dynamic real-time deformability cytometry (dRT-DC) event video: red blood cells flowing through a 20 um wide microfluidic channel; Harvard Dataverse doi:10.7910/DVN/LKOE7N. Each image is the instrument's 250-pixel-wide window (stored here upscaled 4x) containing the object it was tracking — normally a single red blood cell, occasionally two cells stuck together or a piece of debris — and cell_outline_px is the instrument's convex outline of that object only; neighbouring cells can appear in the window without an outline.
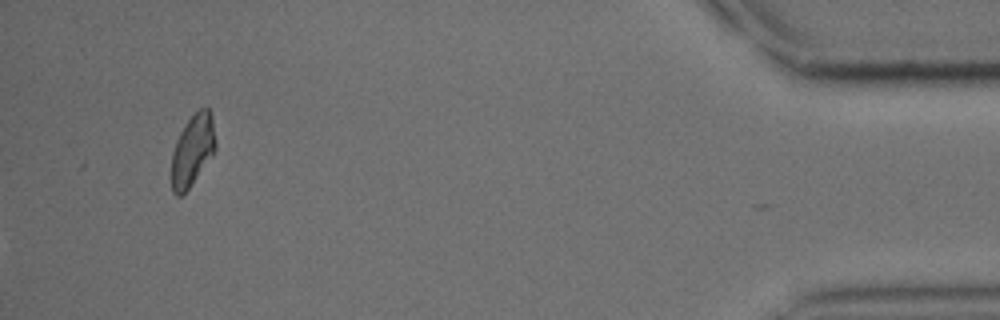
{"species": "common noctule bat (a hibernating species)", "species_latin": "Nyctalus noctula", "temperature_condition": "cold", "stored_images_in_passage": 46, "camera_frame_rate_fps": 3000, "um_per_image_px": 0.085, "animal": {"sex": "male", "body_mass_g": 15.6}, "frame": {"image": 1, "passage_image": 46, "time_ms": 15.0, "image_size_px": [1000, 320], "cell_outline_px": [[216, 148], [188, 188], [180, 196], [176, 196], [172, 192], [172, 152], [176, 140], [184, 124], [204, 104], [208, 104], [212, 116], [216, 140]], "centroid_in_image_um": [16.37, 12.69], "position_along_channel_um": 418.8, "area_um2": 18.15}}